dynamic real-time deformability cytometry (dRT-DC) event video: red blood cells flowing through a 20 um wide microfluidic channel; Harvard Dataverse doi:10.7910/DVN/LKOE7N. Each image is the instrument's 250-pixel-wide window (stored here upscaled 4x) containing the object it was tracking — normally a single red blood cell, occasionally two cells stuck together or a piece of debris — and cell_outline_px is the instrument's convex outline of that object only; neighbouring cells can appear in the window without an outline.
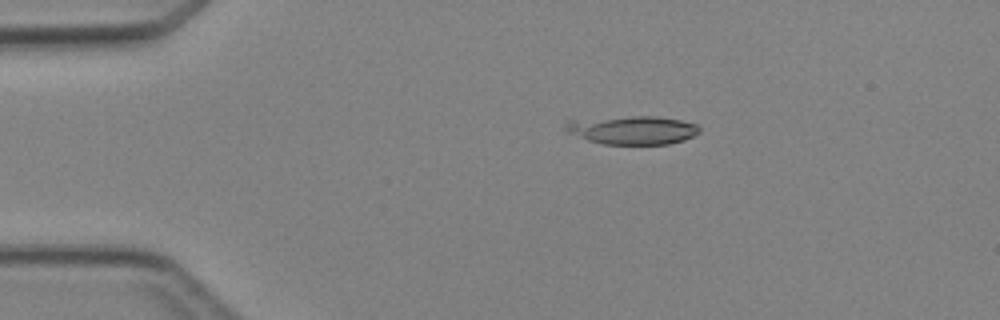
{"species": "Egyptian fruit bat (a non-hibernating species)", "species_latin": "Rousettus aegyptiacus", "temperature_condition": "cold", "stored_images_in_passage": 3, "camera_frame_rate_fps": 3000, "um_per_image_px": 0.085, "animal": {"sex": "female"}, "frame": {"image": 1, "passage_image": 2, "time_ms": 2.0, "image_size_px": [1000, 320], "cell_outline_px": [[700, 132], [684, 140], [668, 144], [604, 144], [588, 140], [568, 132], [564, 128], [564, 124], [568, 120], [632, 116], [656, 116], [680, 120], [696, 124], [700, 128]], "centroid_in_image_um": [53.76, 11.05], "position_along_channel_um": 31.2, "area_um2": 22.14}}